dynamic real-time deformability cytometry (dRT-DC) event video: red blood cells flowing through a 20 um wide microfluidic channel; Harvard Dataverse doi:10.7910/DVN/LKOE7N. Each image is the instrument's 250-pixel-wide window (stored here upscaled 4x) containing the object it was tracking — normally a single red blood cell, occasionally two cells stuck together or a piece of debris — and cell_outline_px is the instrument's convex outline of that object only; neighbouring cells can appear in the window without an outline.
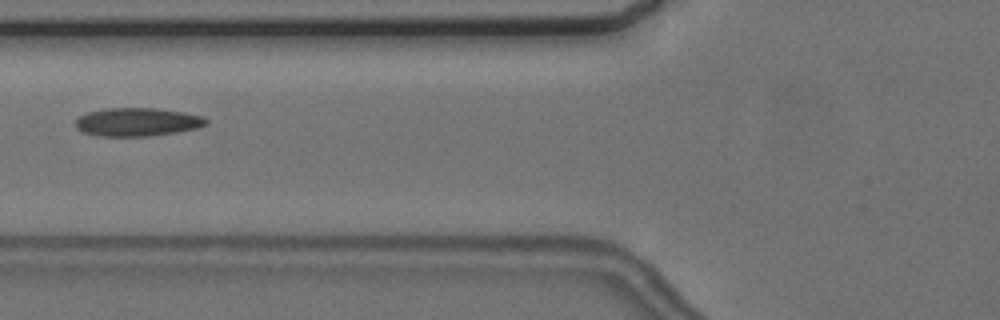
{"species": "common noctule bat (a hibernating species)", "species_latin": "Nyctalus noctula", "temperature_condition": "cold", "stored_images_in_passage": 4, "camera_frame_rate_fps": 3000, "um_per_image_px": 0.085, "animal": {"sex": "female", "body_mass_g": 24.6, "forearm_length_mm": 56.2}, "frame": {"image": 1, "passage_image": 4, "time_ms": 4.333, "image_size_px": [1000, 320], "cell_outline_px": [[208, 124], [196, 128], [176, 132], [152, 136], [100, 136], [84, 132], [76, 128], [76, 120], [80, 116], [88, 112], [108, 108], [156, 108], [184, 112], [200, 116], [208, 120]], "centroid_in_image_um": [11.68, 10.37], "position_along_channel_um": 114.1, "area_um2": 21.44}}